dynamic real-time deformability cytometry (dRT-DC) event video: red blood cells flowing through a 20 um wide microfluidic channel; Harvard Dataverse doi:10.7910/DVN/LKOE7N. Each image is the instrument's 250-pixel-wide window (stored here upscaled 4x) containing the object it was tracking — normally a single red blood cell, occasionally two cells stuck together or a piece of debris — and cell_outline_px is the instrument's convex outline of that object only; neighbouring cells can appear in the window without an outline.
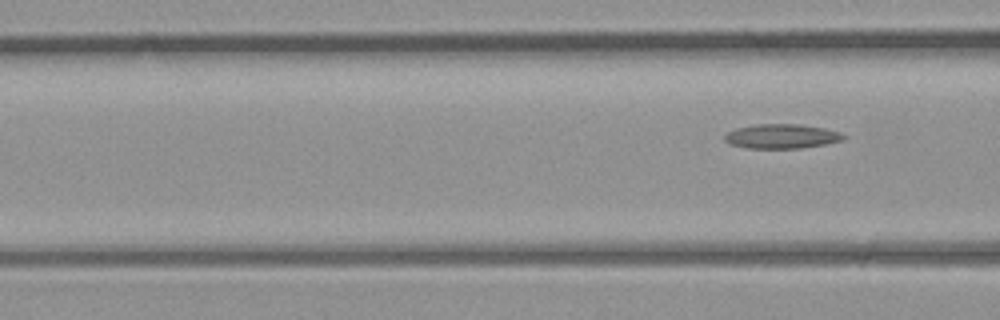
{"species": "common noctule bat (a hibernating species)", "species_latin": "Nyctalus noctula", "temperature_condition": "room temperature", "stored_images_in_passage": 3, "camera_frame_rate_fps": 3000, "um_per_image_px": 0.085, "animal": {"sex": "male", "body_mass_g": 23.1, "forearm_length_mm": 52.7}, "frame": {"image": 1, "passage_image": 3, "time_ms": 2.333, "image_size_px": [1000, 320], "cell_outline_px": [[848, 136], [844, 140], [824, 144], [800, 148], [748, 148], [732, 144], [724, 140], [724, 136], [728, 132], [736, 128], [756, 124], [800, 124], [824, 128], [840, 132]], "centroid_in_image_um": [66.47, 11.58], "position_along_channel_um": 100.1, "area_um2": 16.88}}